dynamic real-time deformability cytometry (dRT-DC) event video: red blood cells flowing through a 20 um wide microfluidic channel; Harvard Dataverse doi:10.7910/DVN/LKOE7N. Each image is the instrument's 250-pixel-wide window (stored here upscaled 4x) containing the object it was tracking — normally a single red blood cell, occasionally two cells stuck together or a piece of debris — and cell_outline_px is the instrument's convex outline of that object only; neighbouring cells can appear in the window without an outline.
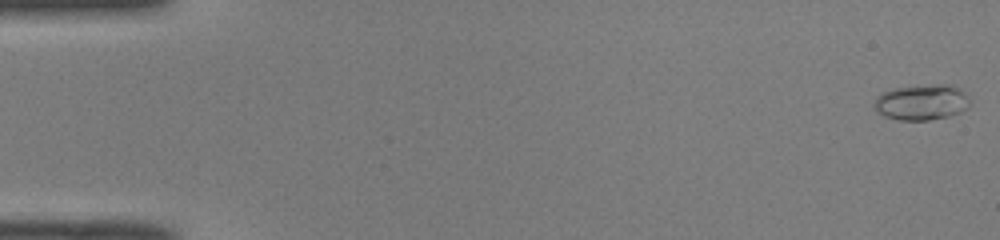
{"species": "common noctule bat (a hibernating species)", "species_latin": "Nyctalus noctula", "temperature_condition": "room temperature", "stored_images_in_passage": 50, "camera_frame_rate_fps": 3000, "um_per_image_px": 0.085, "animal": {"sex": "male", "body_mass_g": 19.0, "forearm_length_mm": 50.8}, "frame": {"image": 1, "passage_image": 1, "time_ms": 0.0, "image_size_px": [1000, 240], "cell_outline_px": [[972, 104], [968, 108], [960, 112], [948, 116], [928, 120], [900, 120], [884, 116], [872, 104], [876, 96], [880, 92], [892, 88], [940, 84], [952, 84], [960, 88], [968, 96]], "centroid_in_image_um": [78.36, 8.68], "position_along_channel_um": 6.6, "area_um2": 20.11}}
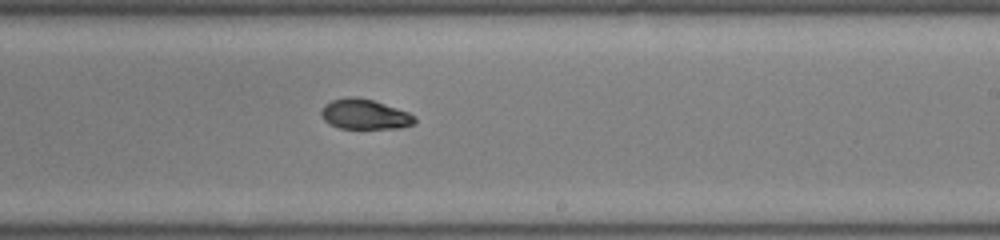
{"frame": {"image": 2, "passage_image": 31, "time_ms": 10.0, "image_size_px": [1000, 240], "cell_outline_px": [[416, 120], [412, 124], [400, 128], [340, 128], [328, 124], [324, 120], [320, 112], [324, 104], [332, 100], [348, 96], [356, 96], [372, 100], [408, 112], [416, 116]], "centroid_in_image_um": [30.97, 9.71], "position_along_channel_um": 258.0, "area_um2": 16.36}}
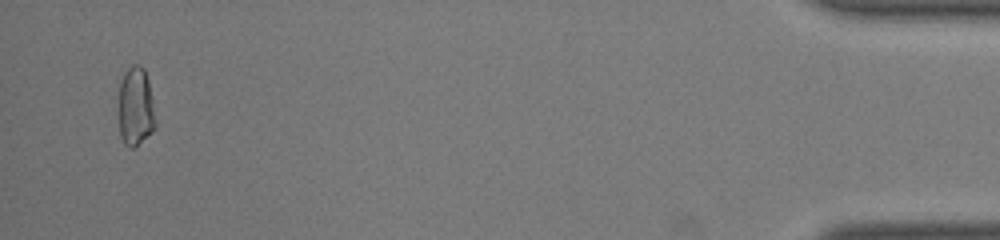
{"frame": {"image": 3, "passage_image": 49, "time_ms": 16.0, "image_size_px": [1000, 240], "cell_outline_px": [[156, 128], [132, 148], [128, 148], [124, 144], [120, 136], [120, 80], [124, 72], [132, 64], [140, 64], [144, 68], [148, 80], [152, 100], [156, 124]], "centroid_in_image_um": [11.53, 9.05], "position_along_channel_um": 423.7, "area_um2": 16.76}, "authors_computed_cell_mechanics": {"area_um2": 16.8776, "velocity_mm_per_s": 4.104, "shape_relaxation_time_tau1_ms": null, "shape_relaxation_time_tau2_ms": 2.9804, "deformation_change_tau1": null, "deformation_change_tau2": 0.0595}}